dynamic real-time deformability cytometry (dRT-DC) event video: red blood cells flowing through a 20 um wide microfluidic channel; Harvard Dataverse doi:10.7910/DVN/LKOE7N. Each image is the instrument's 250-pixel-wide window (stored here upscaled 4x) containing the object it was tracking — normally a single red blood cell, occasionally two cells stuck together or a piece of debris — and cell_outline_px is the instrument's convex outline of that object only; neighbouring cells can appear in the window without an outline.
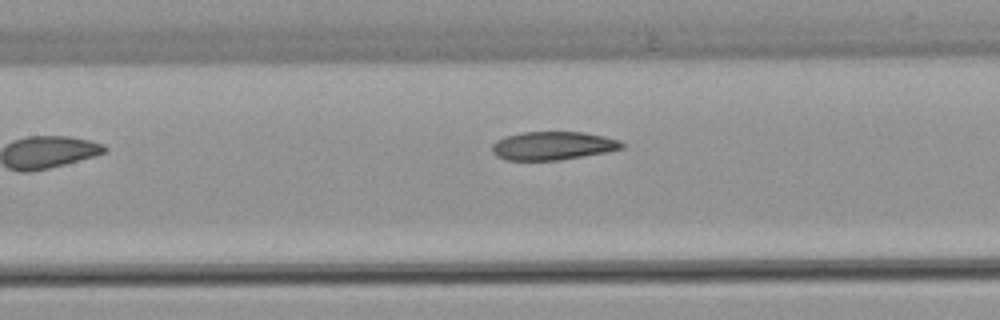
{"species": "common noctule bat (a hibernating species)", "species_latin": "Nyctalus noctula", "temperature_condition": "warm", "stored_images_in_passage": 5, "camera_frame_rate_fps": 3000, "um_per_image_px": 0.085, "animal": {"sex": "female", "body_mass_g": 22.7, "forearm_length_mm": 54.2}, "frame": {"image": 1, "passage_image": 4, "time_ms": 1.0, "image_size_px": [1000, 320], "cell_outline_px": [[624, 148], [604, 152], [560, 160], [504, 160], [496, 156], [492, 152], [492, 144], [496, 140], [504, 136], [524, 132], [584, 132], [604, 136], [620, 140], [624, 144]], "centroid_in_image_um": [46.96, 12.38], "position_along_channel_um": 160.4, "area_um2": 21.5}}